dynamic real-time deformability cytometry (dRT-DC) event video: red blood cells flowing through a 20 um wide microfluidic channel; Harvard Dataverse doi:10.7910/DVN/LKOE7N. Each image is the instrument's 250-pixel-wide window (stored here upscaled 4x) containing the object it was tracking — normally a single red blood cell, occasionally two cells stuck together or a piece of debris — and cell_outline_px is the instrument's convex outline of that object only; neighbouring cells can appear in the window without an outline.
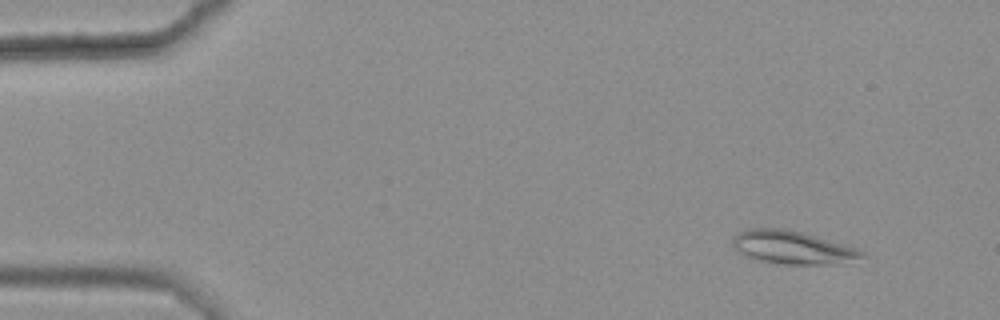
{"species": "common noctule bat (a hibernating species)", "species_latin": "Nyctalus noctula", "temperature_condition": "warm", "stored_images_in_passage": 4, "camera_frame_rate_fps": 3000, "um_per_image_px": 0.085, "animal": {"sex": "female", "body_mass_g": 25.1}, "frame": {"image": 1, "passage_image": 1, "time_ms": 0.0, "image_size_px": [1000, 320], "cell_outline_px": [[864, 256], [844, 264], [784, 264], [764, 260], [748, 256], [732, 248], [732, 236], [736, 232], [748, 228], [784, 228], [804, 232], [856, 248], [864, 252]], "centroid_in_image_um": [67.34, 21.01], "position_along_channel_um": 17.7, "area_um2": 24.97}}